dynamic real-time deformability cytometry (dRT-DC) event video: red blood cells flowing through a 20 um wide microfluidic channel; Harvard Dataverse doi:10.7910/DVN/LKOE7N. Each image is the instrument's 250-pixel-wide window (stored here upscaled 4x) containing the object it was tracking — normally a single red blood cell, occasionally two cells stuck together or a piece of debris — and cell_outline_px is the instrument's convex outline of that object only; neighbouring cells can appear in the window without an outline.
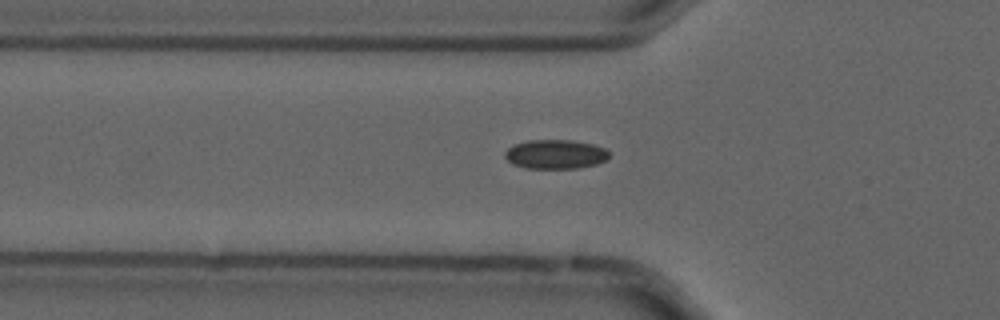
{"species": "common noctule bat (a hibernating species)", "species_latin": "Nyctalus noctula", "temperature_condition": "cold", "stored_images_in_passage": 56, "camera_frame_rate_fps": 3000, "um_per_image_px": 0.085, "animal": {"sex": "male", "forearm_length_mm": 52.5}, "frame": {"image": 1, "passage_image": 19, "time_ms": 6.0, "image_size_px": [1000, 320], "cell_outline_px": [[608, 160], [596, 164], [580, 168], [524, 168], [512, 164], [504, 156], [504, 152], [512, 144], [528, 140], [572, 140], [592, 144], [604, 148], [608, 152]], "centroid_in_image_um": [47.18, 13.11], "position_along_channel_um": 78.6, "area_um2": 17.86}}
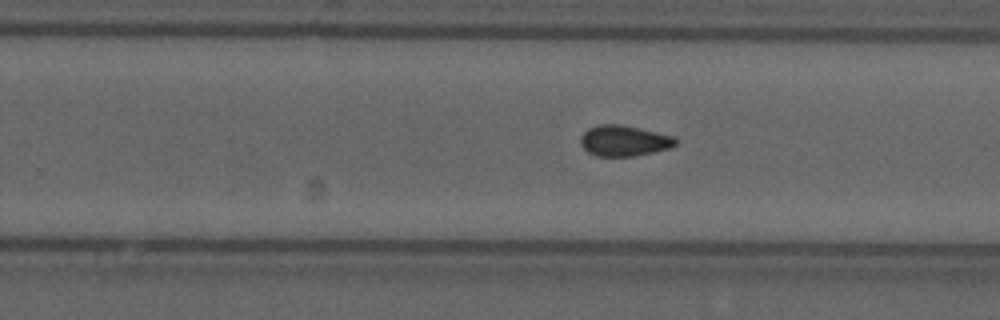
{"frame": {"image": 2, "passage_image": 35, "time_ms": 11.333, "image_size_px": [1000, 320], "cell_outline_px": [[676, 144], [668, 148], [636, 156], [596, 156], [588, 152], [580, 144], [580, 136], [588, 128], [596, 124], [620, 124], [672, 136], [676, 140]], "centroid_in_image_um": [52.97, 11.96], "position_along_channel_um": 276.8, "area_um2": 16.88}}
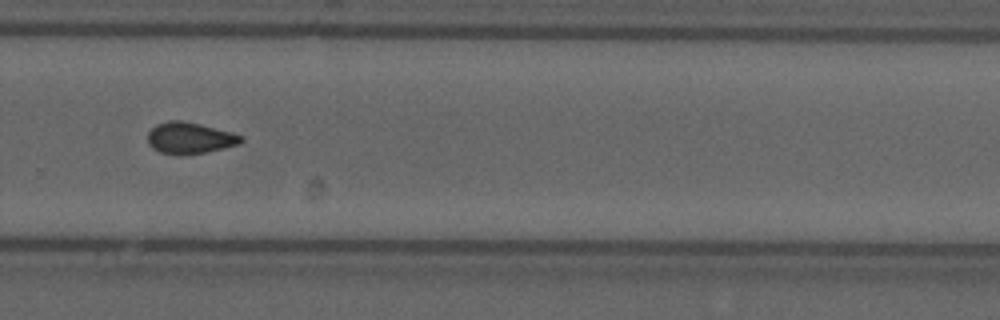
{"frame": {"image": 3, "passage_image": 38, "time_ms": 12.333, "image_size_px": [1000, 320], "cell_outline_px": [[244, 140], [240, 144], [224, 148], [204, 152], [180, 156], [160, 152], [152, 148], [148, 144], [148, 132], [156, 124], [168, 120], [184, 120], [232, 132], [244, 136]], "centroid_in_image_um": [16.13, 11.73], "position_along_channel_um": 313.7, "area_um2": 17.34}, "authors_computed_cell_mechanics": {"area_um2": 17.1377, "velocity_mm_per_s": 3.716, "shape_relaxation_time_tau1_ms": null, "shape_relaxation_time_tau2_ms": 2.9334, "deformation_change_tau1": null, "deformation_change_tau2": 0.0777}}